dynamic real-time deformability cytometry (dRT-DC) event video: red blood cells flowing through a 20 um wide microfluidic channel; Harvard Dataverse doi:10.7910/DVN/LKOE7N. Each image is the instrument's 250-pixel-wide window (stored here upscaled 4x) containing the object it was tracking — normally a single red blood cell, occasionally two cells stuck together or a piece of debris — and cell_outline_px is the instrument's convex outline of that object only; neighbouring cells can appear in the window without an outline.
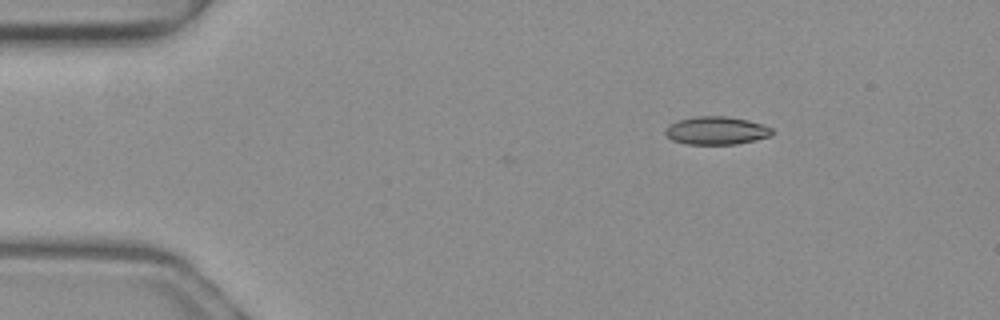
{"species": "common noctule bat (a hibernating species)", "species_latin": "Nyctalus noctula", "temperature_condition": "warm", "stored_images_in_passage": 2, "camera_frame_rate_fps": 3000, "um_per_image_px": 0.085, "animal": {"sex": "female", "body_mass_g": 19.3, "forearm_length_mm": 54.1}, "frame": {"image": 1, "passage_image": 2, "time_ms": 0.333, "image_size_px": [1000, 320], "cell_outline_px": [[772, 136], [736, 144], [688, 144], [672, 140], [664, 132], [668, 124], [676, 120], [692, 116], [728, 116], [748, 120], [764, 124], [772, 128]], "centroid_in_image_um": [60.88, 11.08], "position_along_channel_um": 24.1, "area_um2": 17.63}}